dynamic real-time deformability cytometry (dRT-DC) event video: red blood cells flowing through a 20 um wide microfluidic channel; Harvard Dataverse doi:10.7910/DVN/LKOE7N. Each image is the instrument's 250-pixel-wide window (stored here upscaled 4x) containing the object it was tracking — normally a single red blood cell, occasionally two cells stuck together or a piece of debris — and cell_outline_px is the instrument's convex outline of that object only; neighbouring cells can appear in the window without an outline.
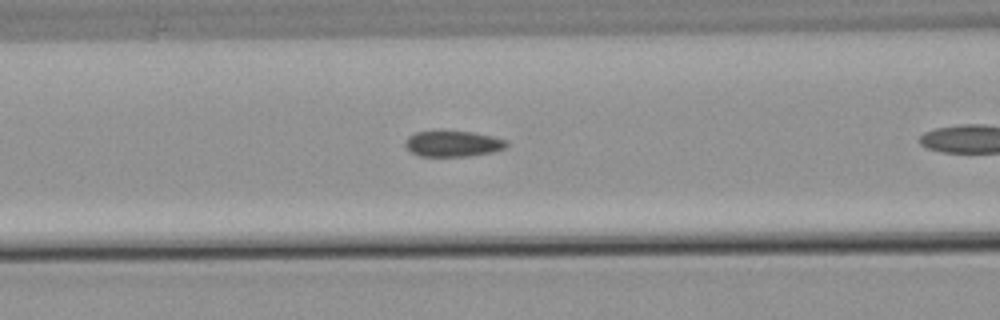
{"species": "common noctule bat (a hibernating species)", "species_latin": "Nyctalus noctula", "temperature_condition": "warm", "stored_images_in_passage": 26, "camera_frame_rate_fps": 3000, "um_per_image_px": 0.085, "animal": {"sex": "male", "body_mass_g": 21.5, "forearm_length_mm": 52.0}, "frame": {"image": 1, "passage_image": 5, "time_ms": 1.333, "image_size_px": [1000, 320], "cell_outline_px": [[508, 144], [504, 148], [492, 152], [468, 156], [420, 156], [412, 152], [404, 144], [404, 140], [408, 136], [416, 132], [472, 132], [492, 136], [508, 140]], "centroid_in_image_um": [38.51, 12.22], "position_along_channel_um": 128.1, "area_um2": 15.03}}
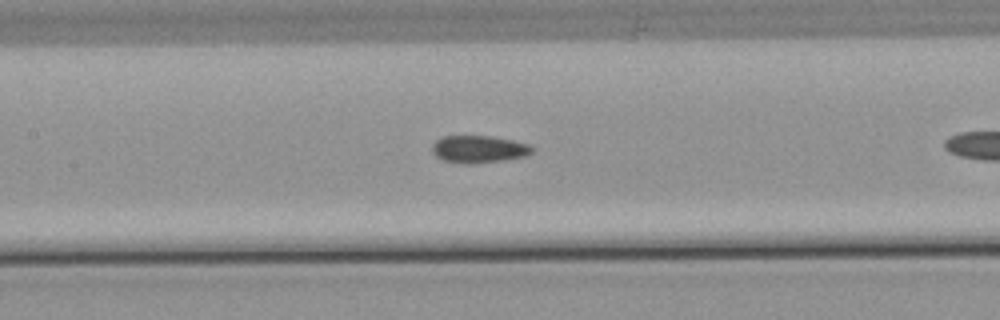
{"frame": {"image": 2, "passage_image": 8, "time_ms": 2.333, "image_size_px": [1000, 320], "cell_outline_px": [[536, 148], [532, 152], [524, 156], [504, 160], [472, 164], [468, 164], [444, 160], [436, 156], [432, 152], [432, 144], [436, 140], [444, 136], [488, 136], [512, 140], [528, 144]], "centroid_in_image_um": [40.7, 12.68], "position_along_channel_um": 166.7, "area_um2": 15.84}}